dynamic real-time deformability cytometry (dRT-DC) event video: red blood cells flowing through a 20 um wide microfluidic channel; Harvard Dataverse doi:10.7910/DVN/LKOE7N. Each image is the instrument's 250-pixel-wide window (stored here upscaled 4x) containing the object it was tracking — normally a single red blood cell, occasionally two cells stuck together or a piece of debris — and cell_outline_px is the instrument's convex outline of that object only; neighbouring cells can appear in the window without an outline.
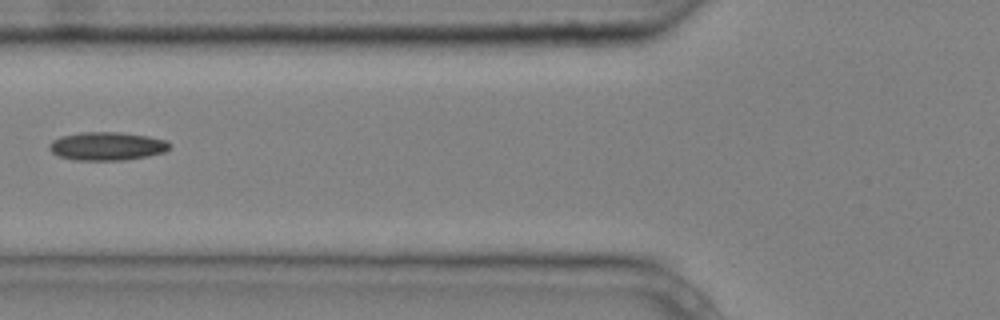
{"species": "common noctule bat (a hibernating species)", "species_latin": "Nyctalus noctula", "temperature_condition": "cold", "stored_images_in_passage": 7, "camera_frame_rate_fps": 3000, "um_per_image_px": 0.085, "animal": {"sex": "male", "body_mass_g": 20.4}, "frame": {"image": 1, "passage_image": 6, "time_ms": 1.667, "image_size_px": [1000, 320], "cell_outline_px": [[172, 144], [164, 152], [148, 156], [124, 160], [76, 160], [60, 156], [52, 152], [48, 148], [48, 144], [52, 140], [60, 136], [80, 132], [120, 132], [148, 136], [164, 140]], "centroid_in_image_um": [9.07, 12.42], "position_along_channel_um": 116.7, "area_um2": 19.88}}